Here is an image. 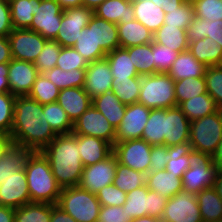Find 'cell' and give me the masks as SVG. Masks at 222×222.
<instances>
[{"mask_svg":"<svg viewBox=\"0 0 222 222\" xmlns=\"http://www.w3.org/2000/svg\"><path fill=\"white\" fill-rule=\"evenodd\" d=\"M56 136L45 119L43 105L28 96H17L9 136L11 143L42 151Z\"/></svg>","mask_w":222,"mask_h":222,"instance_id":"6da1fadb","label":"cell"},{"mask_svg":"<svg viewBox=\"0 0 222 222\" xmlns=\"http://www.w3.org/2000/svg\"><path fill=\"white\" fill-rule=\"evenodd\" d=\"M42 153L48 158L55 180L62 189L79 185L84 166L77 138L72 133L57 135Z\"/></svg>","mask_w":222,"mask_h":222,"instance_id":"7a4b0ae2","label":"cell"},{"mask_svg":"<svg viewBox=\"0 0 222 222\" xmlns=\"http://www.w3.org/2000/svg\"><path fill=\"white\" fill-rule=\"evenodd\" d=\"M24 170L27 177L30 202L56 205L62 188L52 173L48 158L42 151H31Z\"/></svg>","mask_w":222,"mask_h":222,"instance_id":"3957f363","label":"cell"},{"mask_svg":"<svg viewBox=\"0 0 222 222\" xmlns=\"http://www.w3.org/2000/svg\"><path fill=\"white\" fill-rule=\"evenodd\" d=\"M56 205L77 222H97L101 208L97 195L79 186L63 188Z\"/></svg>","mask_w":222,"mask_h":222,"instance_id":"277c9868","label":"cell"},{"mask_svg":"<svg viewBox=\"0 0 222 222\" xmlns=\"http://www.w3.org/2000/svg\"><path fill=\"white\" fill-rule=\"evenodd\" d=\"M175 81L167 73L141 76L138 103L150 109H167L176 106Z\"/></svg>","mask_w":222,"mask_h":222,"instance_id":"5b68a950","label":"cell"},{"mask_svg":"<svg viewBox=\"0 0 222 222\" xmlns=\"http://www.w3.org/2000/svg\"><path fill=\"white\" fill-rule=\"evenodd\" d=\"M188 160L189 168L182 176L183 190L197 195L203 189L213 187L218 170L212 156L192 149Z\"/></svg>","mask_w":222,"mask_h":222,"instance_id":"8992f818","label":"cell"},{"mask_svg":"<svg viewBox=\"0 0 222 222\" xmlns=\"http://www.w3.org/2000/svg\"><path fill=\"white\" fill-rule=\"evenodd\" d=\"M222 140V122L218 112L190 122L189 143L191 148L213 155Z\"/></svg>","mask_w":222,"mask_h":222,"instance_id":"52a82bcc","label":"cell"},{"mask_svg":"<svg viewBox=\"0 0 222 222\" xmlns=\"http://www.w3.org/2000/svg\"><path fill=\"white\" fill-rule=\"evenodd\" d=\"M152 146L144 139H130L113 145L117 162L142 173H149Z\"/></svg>","mask_w":222,"mask_h":222,"instance_id":"ba28073f","label":"cell"},{"mask_svg":"<svg viewBox=\"0 0 222 222\" xmlns=\"http://www.w3.org/2000/svg\"><path fill=\"white\" fill-rule=\"evenodd\" d=\"M94 10L85 6L63 9L62 20L55 41L62 47H73L80 32L89 24Z\"/></svg>","mask_w":222,"mask_h":222,"instance_id":"9c48e42d","label":"cell"},{"mask_svg":"<svg viewBox=\"0 0 222 222\" xmlns=\"http://www.w3.org/2000/svg\"><path fill=\"white\" fill-rule=\"evenodd\" d=\"M115 133L113 125L93 105L73 123L72 134L101 138L112 146L115 144Z\"/></svg>","mask_w":222,"mask_h":222,"instance_id":"30bf717a","label":"cell"},{"mask_svg":"<svg viewBox=\"0 0 222 222\" xmlns=\"http://www.w3.org/2000/svg\"><path fill=\"white\" fill-rule=\"evenodd\" d=\"M8 40L13 59L34 63L47 39L30 29H13Z\"/></svg>","mask_w":222,"mask_h":222,"instance_id":"8fae6325","label":"cell"},{"mask_svg":"<svg viewBox=\"0 0 222 222\" xmlns=\"http://www.w3.org/2000/svg\"><path fill=\"white\" fill-rule=\"evenodd\" d=\"M117 159L113 152L104 160L85 166L81 175L79 187L97 194L103 187L114 181Z\"/></svg>","mask_w":222,"mask_h":222,"instance_id":"7c38bea8","label":"cell"},{"mask_svg":"<svg viewBox=\"0 0 222 222\" xmlns=\"http://www.w3.org/2000/svg\"><path fill=\"white\" fill-rule=\"evenodd\" d=\"M63 8L56 0H41L34 11L30 30L39 33L45 39L55 40L62 20Z\"/></svg>","mask_w":222,"mask_h":222,"instance_id":"4fadbf2b","label":"cell"},{"mask_svg":"<svg viewBox=\"0 0 222 222\" xmlns=\"http://www.w3.org/2000/svg\"><path fill=\"white\" fill-rule=\"evenodd\" d=\"M161 217L169 222H203L196 195L184 190L167 200Z\"/></svg>","mask_w":222,"mask_h":222,"instance_id":"5bb4252c","label":"cell"},{"mask_svg":"<svg viewBox=\"0 0 222 222\" xmlns=\"http://www.w3.org/2000/svg\"><path fill=\"white\" fill-rule=\"evenodd\" d=\"M150 111V108L138 102L127 105L122 122L116 128L115 143L141 139Z\"/></svg>","mask_w":222,"mask_h":222,"instance_id":"9a60e30c","label":"cell"},{"mask_svg":"<svg viewBox=\"0 0 222 222\" xmlns=\"http://www.w3.org/2000/svg\"><path fill=\"white\" fill-rule=\"evenodd\" d=\"M39 72L33 62L12 59L8 63V80L10 93L28 96Z\"/></svg>","mask_w":222,"mask_h":222,"instance_id":"2e32d148","label":"cell"},{"mask_svg":"<svg viewBox=\"0 0 222 222\" xmlns=\"http://www.w3.org/2000/svg\"><path fill=\"white\" fill-rule=\"evenodd\" d=\"M113 75L108 61L104 58L90 62L85 69L83 89L93 99L112 90Z\"/></svg>","mask_w":222,"mask_h":222,"instance_id":"e0dca14e","label":"cell"},{"mask_svg":"<svg viewBox=\"0 0 222 222\" xmlns=\"http://www.w3.org/2000/svg\"><path fill=\"white\" fill-rule=\"evenodd\" d=\"M30 203L27 177L24 168L0 185V205L20 208Z\"/></svg>","mask_w":222,"mask_h":222,"instance_id":"ac0fdd59","label":"cell"},{"mask_svg":"<svg viewBox=\"0 0 222 222\" xmlns=\"http://www.w3.org/2000/svg\"><path fill=\"white\" fill-rule=\"evenodd\" d=\"M190 121L178 106L166 109L164 145L173 146L189 142Z\"/></svg>","mask_w":222,"mask_h":222,"instance_id":"d6986e66","label":"cell"},{"mask_svg":"<svg viewBox=\"0 0 222 222\" xmlns=\"http://www.w3.org/2000/svg\"><path fill=\"white\" fill-rule=\"evenodd\" d=\"M73 135L77 138L78 150L84 167L106 159L113 152V146L101 138Z\"/></svg>","mask_w":222,"mask_h":222,"instance_id":"ffe728a7","label":"cell"},{"mask_svg":"<svg viewBox=\"0 0 222 222\" xmlns=\"http://www.w3.org/2000/svg\"><path fill=\"white\" fill-rule=\"evenodd\" d=\"M56 102L74 123L92 105V98L83 87H73L60 90Z\"/></svg>","mask_w":222,"mask_h":222,"instance_id":"44dd1931","label":"cell"},{"mask_svg":"<svg viewBox=\"0 0 222 222\" xmlns=\"http://www.w3.org/2000/svg\"><path fill=\"white\" fill-rule=\"evenodd\" d=\"M31 150L23 146L10 143L0 157V185L13 174L24 168L25 161Z\"/></svg>","mask_w":222,"mask_h":222,"instance_id":"7402d4cb","label":"cell"},{"mask_svg":"<svg viewBox=\"0 0 222 222\" xmlns=\"http://www.w3.org/2000/svg\"><path fill=\"white\" fill-rule=\"evenodd\" d=\"M94 15L116 24L135 19L132 2L128 0H105L94 9Z\"/></svg>","mask_w":222,"mask_h":222,"instance_id":"603a6c76","label":"cell"},{"mask_svg":"<svg viewBox=\"0 0 222 222\" xmlns=\"http://www.w3.org/2000/svg\"><path fill=\"white\" fill-rule=\"evenodd\" d=\"M206 67L207 66L199 62L191 52L187 50L179 53L167 74L174 81L185 78L204 77Z\"/></svg>","mask_w":222,"mask_h":222,"instance_id":"cb8c5ba5","label":"cell"},{"mask_svg":"<svg viewBox=\"0 0 222 222\" xmlns=\"http://www.w3.org/2000/svg\"><path fill=\"white\" fill-rule=\"evenodd\" d=\"M117 28L121 48L153 42V33L138 20L117 23Z\"/></svg>","mask_w":222,"mask_h":222,"instance_id":"d4e9b609","label":"cell"},{"mask_svg":"<svg viewBox=\"0 0 222 222\" xmlns=\"http://www.w3.org/2000/svg\"><path fill=\"white\" fill-rule=\"evenodd\" d=\"M147 187L169 199L183 190V183L182 178L164 169L147 173Z\"/></svg>","mask_w":222,"mask_h":222,"instance_id":"484cf974","label":"cell"},{"mask_svg":"<svg viewBox=\"0 0 222 222\" xmlns=\"http://www.w3.org/2000/svg\"><path fill=\"white\" fill-rule=\"evenodd\" d=\"M92 105L107 118L115 129L122 122L127 107L112 90L94 97Z\"/></svg>","mask_w":222,"mask_h":222,"instance_id":"4316f807","label":"cell"},{"mask_svg":"<svg viewBox=\"0 0 222 222\" xmlns=\"http://www.w3.org/2000/svg\"><path fill=\"white\" fill-rule=\"evenodd\" d=\"M135 20H138L153 34L164 24L165 12L151 0H134Z\"/></svg>","mask_w":222,"mask_h":222,"instance_id":"83f0119b","label":"cell"},{"mask_svg":"<svg viewBox=\"0 0 222 222\" xmlns=\"http://www.w3.org/2000/svg\"><path fill=\"white\" fill-rule=\"evenodd\" d=\"M188 50L207 67L222 65V47L210 37L189 42Z\"/></svg>","mask_w":222,"mask_h":222,"instance_id":"f1b7e54d","label":"cell"},{"mask_svg":"<svg viewBox=\"0 0 222 222\" xmlns=\"http://www.w3.org/2000/svg\"><path fill=\"white\" fill-rule=\"evenodd\" d=\"M189 42L210 37L222 47V20L209 21L194 16L186 29Z\"/></svg>","mask_w":222,"mask_h":222,"instance_id":"f546056e","label":"cell"},{"mask_svg":"<svg viewBox=\"0 0 222 222\" xmlns=\"http://www.w3.org/2000/svg\"><path fill=\"white\" fill-rule=\"evenodd\" d=\"M94 38L96 46L107 54L120 47L117 24L94 15Z\"/></svg>","mask_w":222,"mask_h":222,"instance_id":"4dcf8cb0","label":"cell"},{"mask_svg":"<svg viewBox=\"0 0 222 222\" xmlns=\"http://www.w3.org/2000/svg\"><path fill=\"white\" fill-rule=\"evenodd\" d=\"M105 59L108 61L113 78L141 77L125 48L119 47L114 49L106 54Z\"/></svg>","mask_w":222,"mask_h":222,"instance_id":"1f68e13d","label":"cell"},{"mask_svg":"<svg viewBox=\"0 0 222 222\" xmlns=\"http://www.w3.org/2000/svg\"><path fill=\"white\" fill-rule=\"evenodd\" d=\"M88 63L104 59L106 53L100 46H96L94 38V15L89 24L80 32L75 45L73 46Z\"/></svg>","mask_w":222,"mask_h":222,"instance_id":"d6a6232c","label":"cell"},{"mask_svg":"<svg viewBox=\"0 0 222 222\" xmlns=\"http://www.w3.org/2000/svg\"><path fill=\"white\" fill-rule=\"evenodd\" d=\"M196 198L203 222L222 220V199L213 187L203 189Z\"/></svg>","mask_w":222,"mask_h":222,"instance_id":"836d02e7","label":"cell"},{"mask_svg":"<svg viewBox=\"0 0 222 222\" xmlns=\"http://www.w3.org/2000/svg\"><path fill=\"white\" fill-rule=\"evenodd\" d=\"M153 42L167 46L179 53L187 51L189 46L186 30L168 24H163L153 34Z\"/></svg>","mask_w":222,"mask_h":222,"instance_id":"e575fe53","label":"cell"},{"mask_svg":"<svg viewBox=\"0 0 222 222\" xmlns=\"http://www.w3.org/2000/svg\"><path fill=\"white\" fill-rule=\"evenodd\" d=\"M166 134V109H151L149 119L143 129L142 138L151 146L164 145Z\"/></svg>","mask_w":222,"mask_h":222,"instance_id":"d590c367","label":"cell"},{"mask_svg":"<svg viewBox=\"0 0 222 222\" xmlns=\"http://www.w3.org/2000/svg\"><path fill=\"white\" fill-rule=\"evenodd\" d=\"M13 29H30L41 0H8Z\"/></svg>","mask_w":222,"mask_h":222,"instance_id":"8d00e7d4","label":"cell"},{"mask_svg":"<svg viewBox=\"0 0 222 222\" xmlns=\"http://www.w3.org/2000/svg\"><path fill=\"white\" fill-rule=\"evenodd\" d=\"M178 107L187 116L190 122L217 112L218 110L215 100L209 94H201L183 101Z\"/></svg>","mask_w":222,"mask_h":222,"instance_id":"74e56055","label":"cell"},{"mask_svg":"<svg viewBox=\"0 0 222 222\" xmlns=\"http://www.w3.org/2000/svg\"><path fill=\"white\" fill-rule=\"evenodd\" d=\"M122 208L130 220L149 216V189L147 185L127 193V200L122 205Z\"/></svg>","mask_w":222,"mask_h":222,"instance_id":"f35d334b","label":"cell"},{"mask_svg":"<svg viewBox=\"0 0 222 222\" xmlns=\"http://www.w3.org/2000/svg\"><path fill=\"white\" fill-rule=\"evenodd\" d=\"M140 76L155 74L154 53L152 43L125 48Z\"/></svg>","mask_w":222,"mask_h":222,"instance_id":"ab89813d","label":"cell"},{"mask_svg":"<svg viewBox=\"0 0 222 222\" xmlns=\"http://www.w3.org/2000/svg\"><path fill=\"white\" fill-rule=\"evenodd\" d=\"M113 184L129 193L136 188L147 185V174L117 163Z\"/></svg>","mask_w":222,"mask_h":222,"instance_id":"60d3db41","label":"cell"},{"mask_svg":"<svg viewBox=\"0 0 222 222\" xmlns=\"http://www.w3.org/2000/svg\"><path fill=\"white\" fill-rule=\"evenodd\" d=\"M43 113L50 127L57 135L72 133L73 123L59 103L44 104Z\"/></svg>","mask_w":222,"mask_h":222,"instance_id":"b9f144b4","label":"cell"},{"mask_svg":"<svg viewBox=\"0 0 222 222\" xmlns=\"http://www.w3.org/2000/svg\"><path fill=\"white\" fill-rule=\"evenodd\" d=\"M44 75L60 90L73 87H83L85 81V69H72L65 71L58 67H54L44 73Z\"/></svg>","mask_w":222,"mask_h":222,"instance_id":"7bdbcfd3","label":"cell"},{"mask_svg":"<svg viewBox=\"0 0 222 222\" xmlns=\"http://www.w3.org/2000/svg\"><path fill=\"white\" fill-rule=\"evenodd\" d=\"M51 204L30 202L15 208L14 222H50Z\"/></svg>","mask_w":222,"mask_h":222,"instance_id":"ee69618b","label":"cell"},{"mask_svg":"<svg viewBox=\"0 0 222 222\" xmlns=\"http://www.w3.org/2000/svg\"><path fill=\"white\" fill-rule=\"evenodd\" d=\"M140 88L141 77L127 79L113 78L112 80V91L126 105L138 102Z\"/></svg>","mask_w":222,"mask_h":222,"instance_id":"f6af8a7d","label":"cell"},{"mask_svg":"<svg viewBox=\"0 0 222 222\" xmlns=\"http://www.w3.org/2000/svg\"><path fill=\"white\" fill-rule=\"evenodd\" d=\"M176 106L181 102L194 98L201 94H208L204 77L185 78L175 81L174 86Z\"/></svg>","mask_w":222,"mask_h":222,"instance_id":"bcb514c9","label":"cell"},{"mask_svg":"<svg viewBox=\"0 0 222 222\" xmlns=\"http://www.w3.org/2000/svg\"><path fill=\"white\" fill-rule=\"evenodd\" d=\"M191 150L189 142L169 146L170 160L167 162L165 170L182 178L185 171L189 168L188 154Z\"/></svg>","mask_w":222,"mask_h":222,"instance_id":"7dc6e473","label":"cell"},{"mask_svg":"<svg viewBox=\"0 0 222 222\" xmlns=\"http://www.w3.org/2000/svg\"><path fill=\"white\" fill-rule=\"evenodd\" d=\"M60 89L53 84L44 74H39L32 86L28 97L44 105L56 102Z\"/></svg>","mask_w":222,"mask_h":222,"instance_id":"c3c4849f","label":"cell"},{"mask_svg":"<svg viewBox=\"0 0 222 222\" xmlns=\"http://www.w3.org/2000/svg\"><path fill=\"white\" fill-rule=\"evenodd\" d=\"M61 48L62 46L55 40H46L41 53L37 56L34 62L39 74H44L56 67Z\"/></svg>","mask_w":222,"mask_h":222,"instance_id":"681fc988","label":"cell"},{"mask_svg":"<svg viewBox=\"0 0 222 222\" xmlns=\"http://www.w3.org/2000/svg\"><path fill=\"white\" fill-rule=\"evenodd\" d=\"M193 18V4L190 0H186L182 5H180V7L167 10V13H165L164 24L177 26L179 29L186 30Z\"/></svg>","mask_w":222,"mask_h":222,"instance_id":"f907efd6","label":"cell"},{"mask_svg":"<svg viewBox=\"0 0 222 222\" xmlns=\"http://www.w3.org/2000/svg\"><path fill=\"white\" fill-rule=\"evenodd\" d=\"M204 78L207 93L215 100L217 106H222V65L206 67Z\"/></svg>","mask_w":222,"mask_h":222,"instance_id":"816d5d0a","label":"cell"},{"mask_svg":"<svg viewBox=\"0 0 222 222\" xmlns=\"http://www.w3.org/2000/svg\"><path fill=\"white\" fill-rule=\"evenodd\" d=\"M16 97L10 92L0 93V134L10 136Z\"/></svg>","mask_w":222,"mask_h":222,"instance_id":"f5cc1de1","label":"cell"},{"mask_svg":"<svg viewBox=\"0 0 222 222\" xmlns=\"http://www.w3.org/2000/svg\"><path fill=\"white\" fill-rule=\"evenodd\" d=\"M194 16L209 20H222V0H190Z\"/></svg>","mask_w":222,"mask_h":222,"instance_id":"db71d44e","label":"cell"},{"mask_svg":"<svg viewBox=\"0 0 222 222\" xmlns=\"http://www.w3.org/2000/svg\"><path fill=\"white\" fill-rule=\"evenodd\" d=\"M88 64V61L74 47H62L56 67L69 71L72 69H86Z\"/></svg>","mask_w":222,"mask_h":222,"instance_id":"11a10c76","label":"cell"},{"mask_svg":"<svg viewBox=\"0 0 222 222\" xmlns=\"http://www.w3.org/2000/svg\"><path fill=\"white\" fill-rule=\"evenodd\" d=\"M152 52L154 53L155 73H168L179 55V52L155 42H152Z\"/></svg>","mask_w":222,"mask_h":222,"instance_id":"9f6ffc18","label":"cell"},{"mask_svg":"<svg viewBox=\"0 0 222 222\" xmlns=\"http://www.w3.org/2000/svg\"><path fill=\"white\" fill-rule=\"evenodd\" d=\"M96 195L101 206H122L127 200V193L113 183L103 187Z\"/></svg>","mask_w":222,"mask_h":222,"instance_id":"6f0895ef","label":"cell"},{"mask_svg":"<svg viewBox=\"0 0 222 222\" xmlns=\"http://www.w3.org/2000/svg\"><path fill=\"white\" fill-rule=\"evenodd\" d=\"M169 160L170 153L168 152V146H152L149 172H157L159 170L166 169V165Z\"/></svg>","mask_w":222,"mask_h":222,"instance_id":"680465c9","label":"cell"},{"mask_svg":"<svg viewBox=\"0 0 222 222\" xmlns=\"http://www.w3.org/2000/svg\"><path fill=\"white\" fill-rule=\"evenodd\" d=\"M97 222H131L122 206H101Z\"/></svg>","mask_w":222,"mask_h":222,"instance_id":"91938a15","label":"cell"},{"mask_svg":"<svg viewBox=\"0 0 222 222\" xmlns=\"http://www.w3.org/2000/svg\"><path fill=\"white\" fill-rule=\"evenodd\" d=\"M13 31L8 0H0V36L7 37Z\"/></svg>","mask_w":222,"mask_h":222,"instance_id":"94428289","label":"cell"},{"mask_svg":"<svg viewBox=\"0 0 222 222\" xmlns=\"http://www.w3.org/2000/svg\"><path fill=\"white\" fill-rule=\"evenodd\" d=\"M168 198L149 189V216L161 217Z\"/></svg>","mask_w":222,"mask_h":222,"instance_id":"6125c7cd","label":"cell"},{"mask_svg":"<svg viewBox=\"0 0 222 222\" xmlns=\"http://www.w3.org/2000/svg\"><path fill=\"white\" fill-rule=\"evenodd\" d=\"M50 222H77L69 214L63 211L57 205L51 204V220Z\"/></svg>","mask_w":222,"mask_h":222,"instance_id":"be15d7a7","label":"cell"},{"mask_svg":"<svg viewBox=\"0 0 222 222\" xmlns=\"http://www.w3.org/2000/svg\"><path fill=\"white\" fill-rule=\"evenodd\" d=\"M12 59L8 36H0V63H9Z\"/></svg>","mask_w":222,"mask_h":222,"instance_id":"e7e4bbea","label":"cell"},{"mask_svg":"<svg viewBox=\"0 0 222 222\" xmlns=\"http://www.w3.org/2000/svg\"><path fill=\"white\" fill-rule=\"evenodd\" d=\"M10 92L8 63H0V93Z\"/></svg>","mask_w":222,"mask_h":222,"instance_id":"03108f58","label":"cell"},{"mask_svg":"<svg viewBox=\"0 0 222 222\" xmlns=\"http://www.w3.org/2000/svg\"><path fill=\"white\" fill-rule=\"evenodd\" d=\"M158 7H162L163 11L172 10L180 7L186 0H151Z\"/></svg>","mask_w":222,"mask_h":222,"instance_id":"003e7915","label":"cell"},{"mask_svg":"<svg viewBox=\"0 0 222 222\" xmlns=\"http://www.w3.org/2000/svg\"><path fill=\"white\" fill-rule=\"evenodd\" d=\"M15 208L0 205V222H14Z\"/></svg>","mask_w":222,"mask_h":222,"instance_id":"a7ac6f4b","label":"cell"},{"mask_svg":"<svg viewBox=\"0 0 222 222\" xmlns=\"http://www.w3.org/2000/svg\"><path fill=\"white\" fill-rule=\"evenodd\" d=\"M212 161L218 171H222V140L219 142L216 152L212 155Z\"/></svg>","mask_w":222,"mask_h":222,"instance_id":"89a4df30","label":"cell"},{"mask_svg":"<svg viewBox=\"0 0 222 222\" xmlns=\"http://www.w3.org/2000/svg\"><path fill=\"white\" fill-rule=\"evenodd\" d=\"M63 9L82 6V0H56Z\"/></svg>","mask_w":222,"mask_h":222,"instance_id":"2644e50d","label":"cell"},{"mask_svg":"<svg viewBox=\"0 0 222 222\" xmlns=\"http://www.w3.org/2000/svg\"><path fill=\"white\" fill-rule=\"evenodd\" d=\"M213 188L222 199V171L217 172L216 180L214 182Z\"/></svg>","mask_w":222,"mask_h":222,"instance_id":"8c879c8a","label":"cell"},{"mask_svg":"<svg viewBox=\"0 0 222 222\" xmlns=\"http://www.w3.org/2000/svg\"><path fill=\"white\" fill-rule=\"evenodd\" d=\"M105 0H82V6L90 8L92 10L96 9Z\"/></svg>","mask_w":222,"mask_h":222,"instance_id":"753ad0ef","label":"cell"},{"mask_svg":"<svg viewBox=\"0 0 222 222\" xmlns=\"http://www.w3.org/2000/svg\"><path fill=\"white\" fill-rule=\"evenodd\" d=\"M11 143V140L8 136L0 134V157L4 153L6 147Z\"/></svg>","mask_w":222,"mask_h":222,"instance_id":"34e18365","label":"cell"},{"mask_svg":"<svg viewBox=\"0 0 222 222\" xmlns=\"http://www.w3.org/2000/svg\"><path fill=\"white\" fill-rule=\"evenodd\" d=\"M131 222H156V217L153 216L138 217L131 220Z\"/></svg>","mask_w":222,"mask_h":222,"instance_id":"11e5206c","label":"cell"},{"mask_svg":"<svg viewBox=\"0 0 222 222\" xmlns=\"http://www.w3.org/2000/svg\"><path fill=\"white\" fill-rule=\"evenodd\" d=\"M217 112L219 113V116H220L221 122H222V106H218Z\"/></svg>","mask_w":222,"mask_h":222,"instance_id":"2a66077c","label":"cell"},{"mask_svg":"<svg viewBox=\"0 0 222 222\" xmlns=\"http://www.w3.org/2000/svg\"><path fill=\"white\" fill-rule=\"evenodd\" d=\"M156 222H169V221L162 218V217H158V218H156Z\"/></svg>","mask_w":222,"mask_h":222,"instance_id":"b9fcfbb0","label":"cell"}]
</instances>
